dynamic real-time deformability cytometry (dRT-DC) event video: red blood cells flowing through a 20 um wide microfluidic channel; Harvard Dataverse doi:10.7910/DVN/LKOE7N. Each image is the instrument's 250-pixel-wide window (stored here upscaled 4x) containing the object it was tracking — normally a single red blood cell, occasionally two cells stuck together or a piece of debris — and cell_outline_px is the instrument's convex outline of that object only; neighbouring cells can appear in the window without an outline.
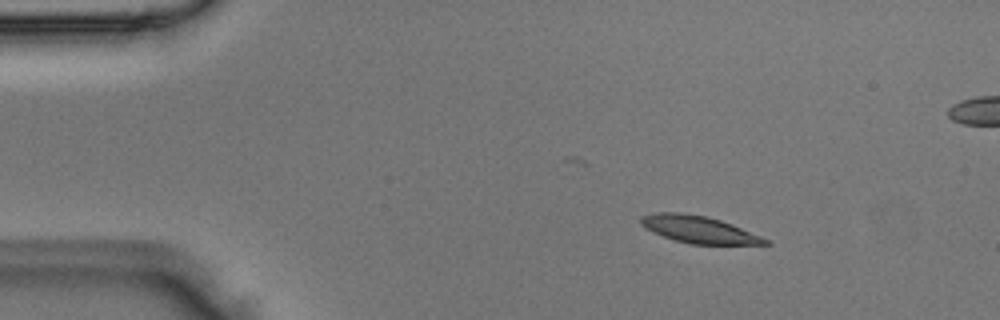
{"species": "Egyptian fruit bat (a non-hibernating species)", "species_latin": "Rousettus aegyptiacus", "temperature_condition": "room temperature", "stored_images_in_passage": 4, "camera_frame_rate_fps": 3000, "um_per_image_px": 0.085, "animal": {"sex": "male"}, "frame": {"image": 1, "passage_image": 1, "time_ms": 0.0, "image_size_px": [1000, 320], "cell_outline_px": [[772, 244], [688, 244], [652, 232], [644, 228], [640, 224], [640, 216], [656, 212], [680, 212], [708, 216], [732, 224], [760, 236], [768, 240]], "centroid_in_image_um": [59.34, 19.49], "position_along_channel_um": 25.7, "area_um2": 19.59}}